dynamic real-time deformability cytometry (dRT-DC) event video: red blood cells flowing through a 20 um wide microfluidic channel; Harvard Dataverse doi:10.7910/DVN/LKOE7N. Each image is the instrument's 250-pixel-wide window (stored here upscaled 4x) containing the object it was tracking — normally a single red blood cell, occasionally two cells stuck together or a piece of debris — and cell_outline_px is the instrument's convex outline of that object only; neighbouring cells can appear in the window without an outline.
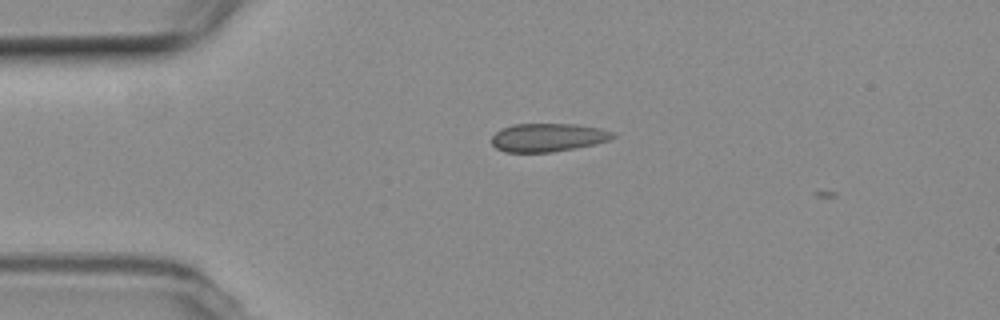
{"species": "common noctule bat (a hibernating species)", "species_latin": "Nyctalus noctula", "temperature_condition": "room temperature", "stored_images_in_passage": 3, "camera_frame_rate_fps": 3000, "um_per_image_px": 0.085, "animal": {"sex": "female", "body_mass_g": 19.3, "forearm_length_mm": 54.1}, "frame": {"image": 1, "passage_image": 2, "time_ms": 0.333, "image_size_px": [1000, 320], "cell_outline_px": [[616, 136], [608, 140], [576, 148], [552, 152], [504, 152], [496, 148], [492, 144], [492, 136], [496, 132], [512, 124], [576, 124], [600, 128], [616, 132]], "centroid_in_image_um": [46.58, 11.68], "position_along_channel_um": 38.4, "area_um2": 20.0}}